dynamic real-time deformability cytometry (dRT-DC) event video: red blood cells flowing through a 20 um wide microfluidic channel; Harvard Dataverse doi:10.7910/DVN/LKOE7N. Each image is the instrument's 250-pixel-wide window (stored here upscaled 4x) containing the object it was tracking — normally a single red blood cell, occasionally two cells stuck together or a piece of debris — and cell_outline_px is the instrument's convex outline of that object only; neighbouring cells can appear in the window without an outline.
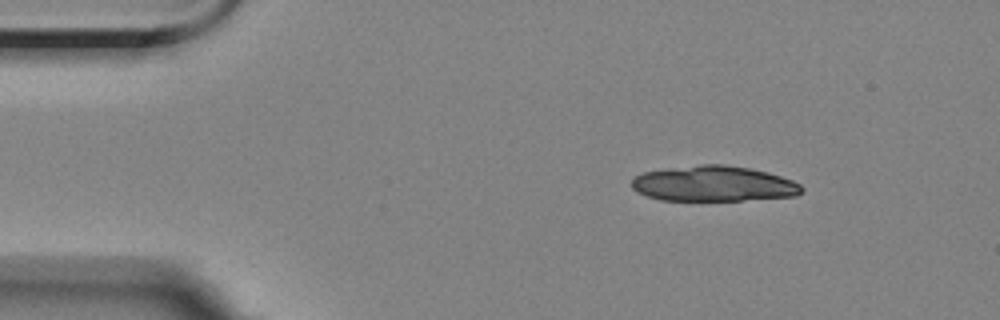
{"species": "Egyptian fruit bat (a non-hibernating species)", "species_latin": "Rousettus aegyptiacus", "temperature_condition": "room temperature", "stored_images_in_passage": 4, "camera_frame_rate_fps": 3000, "um_per_image_px": 0.085, "animal": {"sex": "female"}, "frame": {"image": 1, "passage_image": 2, "time_ms": 2.0, "image_size_px": [1000, 320], "cell_outline_px": [[804, 192], [796, 196], [740, 200], [660, 200], [648, 196], [632, 188], [632, 180], [636, 176], [644, 172], [668, 168], [700, 164], [724, 164], [748, 168], [768, 172], [792, 180], [800, 184], [804, 188]], "centroid_in_image_um": [60.69, 15.61], "position_along_channel_um": 24.3, "area_um2": 35.03}}